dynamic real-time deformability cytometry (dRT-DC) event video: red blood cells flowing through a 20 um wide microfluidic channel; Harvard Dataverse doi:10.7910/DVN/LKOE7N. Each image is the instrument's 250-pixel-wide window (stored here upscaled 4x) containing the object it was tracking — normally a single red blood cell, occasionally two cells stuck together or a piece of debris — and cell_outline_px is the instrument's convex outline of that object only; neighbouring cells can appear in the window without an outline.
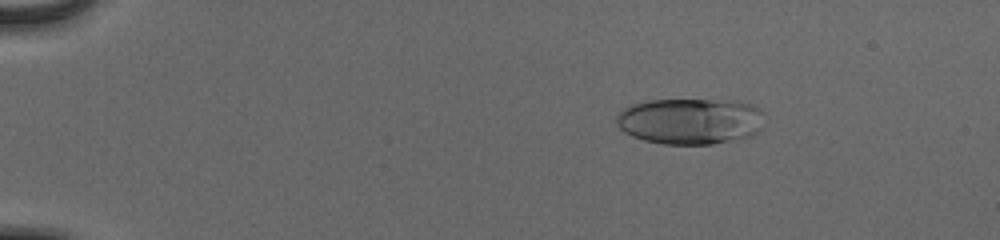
{"species": "human", "species_latin": "Homo sapiens", "temperature_condition": "cold", "stored_images_in_passage": 55, "camera_frame_rate_fps": 3000, "um_per_image_px": 0.085, "donor": {"sex": "male"}, "frame": {"image": 1, "passage_image": 10, "time_ms": 3.0, "image_size_px": [1000, 240], "cell_outline_px": [[764, 112], [760, 132], [740, 140], [712, 144], [664, 144], [644, 140], [632, 136], [624, 132], [616, 124], [616, 116], [624, 108], [632, 104], [648, 100], [736, 100], [752, 104], [760, 108]], "centroid_in_image_um": [58.72, 10.3], "position_along_channel_um": 26.3, "area_um2": 40.4}}
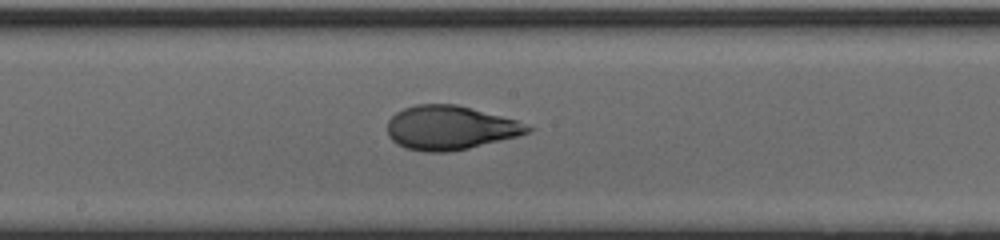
{"frame": {"image": 2, "passage_image": 32, "time_ms": 10.333, "image_size_px": [1000, 240], "cell_outline_px": [[536, 128], [532, 132], [468, 148], [448, 152], [428, 152], [404, 148], [396, 144], [388, 136], [388, 120], [396, 112], [404, 108], [416, 104], [456, 104], [516, 120]], "centroid_in_image_um": [38.24, 10.86], "position_along_channel_um": 210.0, "area_um2": 35.89}}
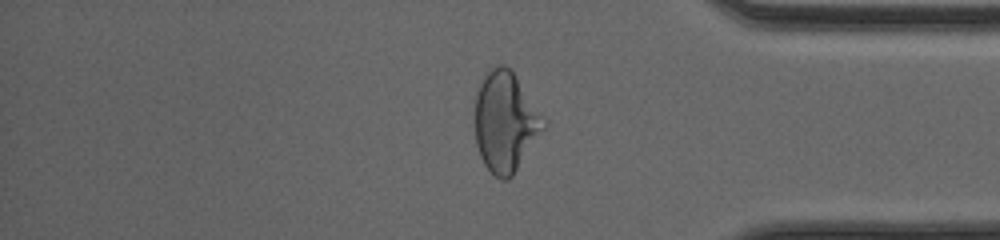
{"frame": {"image": 3, "passage_image": 47, "time_ms": 15.333, "image_size_px": [1000, 240], "cell_outline_px": [[544, 128], [512, 176], [508, 180], [500, 180], [484, 164], [480, 156], [476, 144], [476, 92], [480, 80], [492, 68], [500, 64], [504, 64], [512, 72], [540, 116]], "centroid_in_image_um": [42.89, 10.39], "position_along_channel_um": 392.3, "area_um2": 38.49}, "authors_computed_cell_mechanics": {"area_um2": 37.6278, "velocity_mm_per_s": 3.8988, "shape_relaxation_time_tau1_ms": 6.8555, "shape_relaxation_time_tau2_ms": 0.6808, "deformation_change_tau1": 0.2663, "deformation_change_tau2": 0.0624}}